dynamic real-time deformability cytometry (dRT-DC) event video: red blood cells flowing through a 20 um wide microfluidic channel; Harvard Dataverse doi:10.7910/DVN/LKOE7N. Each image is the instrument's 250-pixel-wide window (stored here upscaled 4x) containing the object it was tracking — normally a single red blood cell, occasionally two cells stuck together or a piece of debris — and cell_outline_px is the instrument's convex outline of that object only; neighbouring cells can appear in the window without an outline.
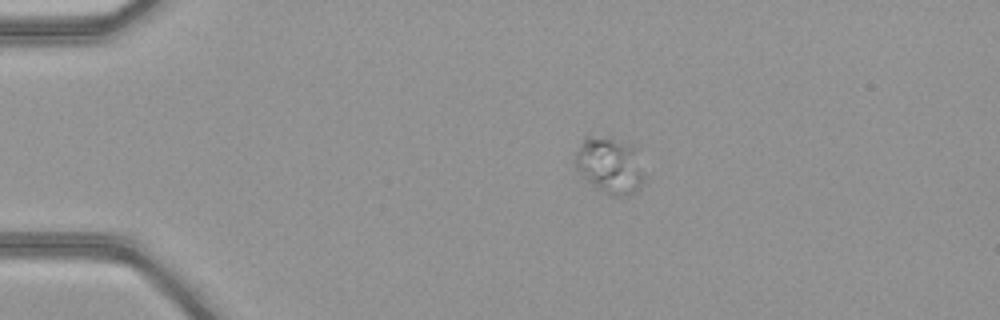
{"species": "common noctule bat (a hibernating species)", "species_latin": "Nyctalus noctula", "temperature_condition": "warm", "stored_images_in_passage": 41, "camera_frame_rate_fps": 3000, "um_per_image_px": 0.085, "animal": {"sex": "female", "body_mass_g": 21.9}, "frame": {"image": 1, "passage_image": 1, "time_ms": 0.0, "image_size_px": [1000, 320], "cell_outline_px": [[644, 184], [636, 192], [620, 196], [612, 196], [592, 184], [576, 168], [576, 152], [584, 136], [612, 136], [632, 144], [636, 148], [644, 176]], "centroid_in_image_um": [51.87, 14.01], "position_along_channel_um": 33.1, "area_um2": 22.77}}
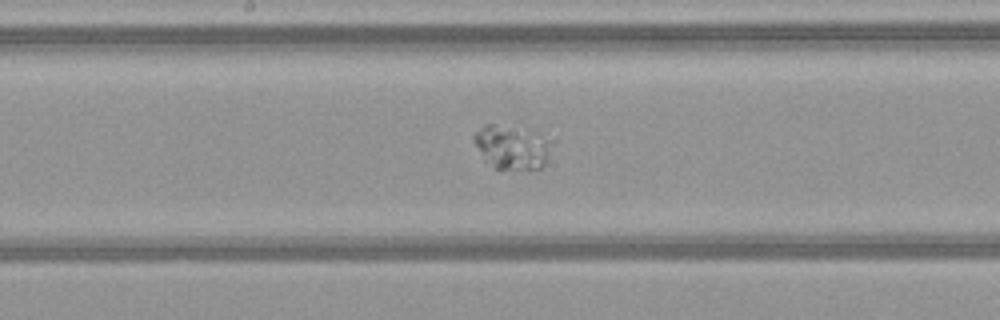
{"frame": {"image": 2, "passage_image": 18, "time_ms": 5.667, "image_size_px": [1000, 320], "cell_outline_px": [[552, 140], [548, 156], [544, 164], [540, 168], [492, 168], [484, 164], [472, 140], [472, 136], [484, 124], [492, 124], [540, 132]], "centroid_in_image_um": [43.46, 12.5], "position_along_channel_um": 204.7, "area_um2": 20.11}}
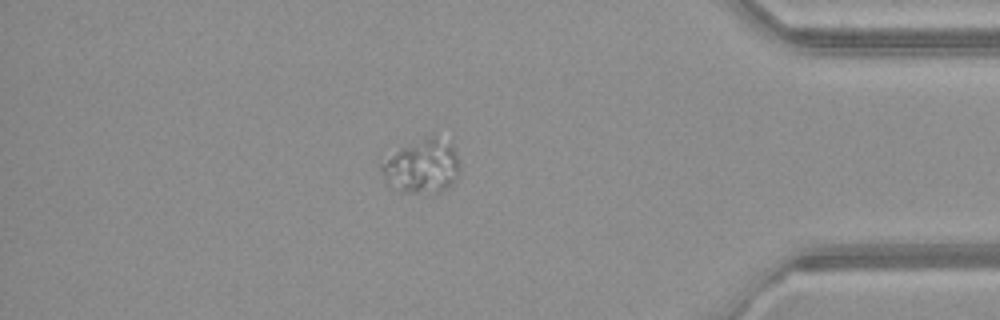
{"frame": {"image": 3, "passage_image": 35, "time_ms": 11.333, "image_size_px": [1000, 320], "cell_outline_px": [[460, 168], [456, 180], [448, 188], [436, 196], [400, 192], [380, 168], [380, 164], [400, 148], [428, 136], [432, 136], [452, 140], [460, 160]], "centroid_in_image_um": [36.01, 14.16], "position_along_channel_um": 399.2, "area_um2": 24.97}}